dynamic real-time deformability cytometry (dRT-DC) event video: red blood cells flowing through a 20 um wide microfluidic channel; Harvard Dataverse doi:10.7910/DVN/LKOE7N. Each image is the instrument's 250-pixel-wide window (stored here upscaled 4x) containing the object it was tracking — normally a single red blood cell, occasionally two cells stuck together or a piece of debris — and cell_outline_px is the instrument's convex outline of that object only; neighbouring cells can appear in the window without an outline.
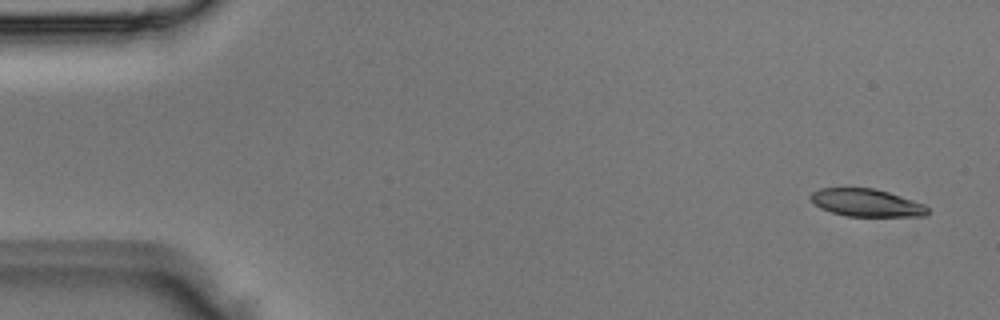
{"species": "Egyptian fruit bat (a non-hibernating species)", "species_latin": "Rousettus aegyptiacus", "temperature_condition": "room temperature", "stored_images_in_passage": 4, "camera_frame_rate_fps": 3000, "um_per_image_px": 0.085, "animal": {"sex": "male"}, "frame": {"image": 1, "passage_image": 1, "time_ms": 0.0, "image_size_px": [1000, 320], "cell_outline_px": [[928, 216], [848, 216], [832, 212], [820, 208], [808, 196], [812, 192], [820, 188], [872, 188], [888, 192], [924, 204], [928, 208]], "centroid_in_image_um": [73.64, 17.23], "position_along_channel_um": 11.4, "area_um2": 18.67}}